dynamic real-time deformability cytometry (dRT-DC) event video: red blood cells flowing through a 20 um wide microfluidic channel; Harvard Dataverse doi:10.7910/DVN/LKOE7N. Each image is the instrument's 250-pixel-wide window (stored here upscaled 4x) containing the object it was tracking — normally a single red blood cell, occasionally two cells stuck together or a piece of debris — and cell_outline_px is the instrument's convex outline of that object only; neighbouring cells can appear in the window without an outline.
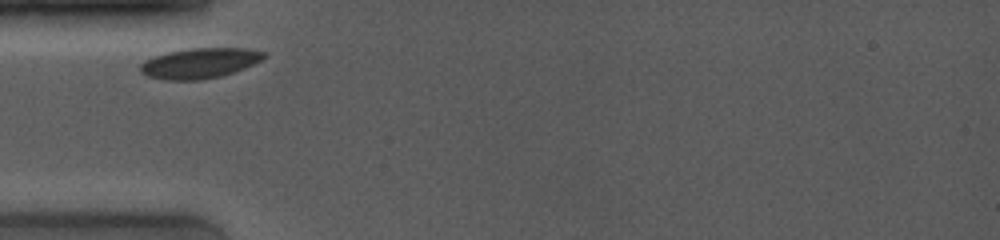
{"species": "common noctule bat (a hibernating species)", "species_latin": "Nyctalus noctula", "temperature_condition": "room temperature", "stored_images_in_passage": 37, "camera_frame_rate_fps": 4000, "um_per_image_px": 0.085, "animal": {"sex": "female", "body_mass_g": 19.0, "forearm_length_mm": 53.3}, "frame": {"image": 1, "passage_image": 1, "time_ms": 0.0, "image_size_px": [1000, 240], "cell_outline_px": [[264, 56], [260, 60], [244, 68], [220, 76], [200, 80], [164, 80], [148, 76], [140, 72], [140, 64], [144, 60], [168, 52], [192, 48], [244, 48], [264, 52]], "centroid_in_image_um": [16.92, 5.37], "position_along_channel_um": 68.1, "area_um2": 21.5}}
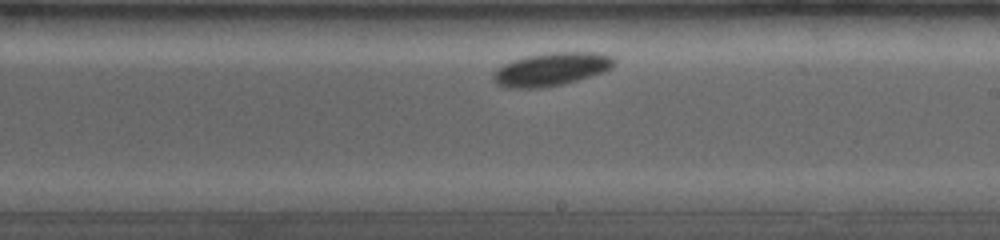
{"frame": {"image": 2, "passage_image": 20, "time_ms": 4.75, "image_size_px": [1000, 240], "cell_outline_px": [[616, 64], [612, 68], [564, 84], [540, 88], [508, 88], [496, 84], [492, 80], [492, 76], [504, 64], [528, 56], [552, 52], [596, 52], [612, 56], [616, 60]], "centroid_in_image_um": [46.89, 5.89], "position_along_channel_um": 242.1, "area_um2": 23.06}}
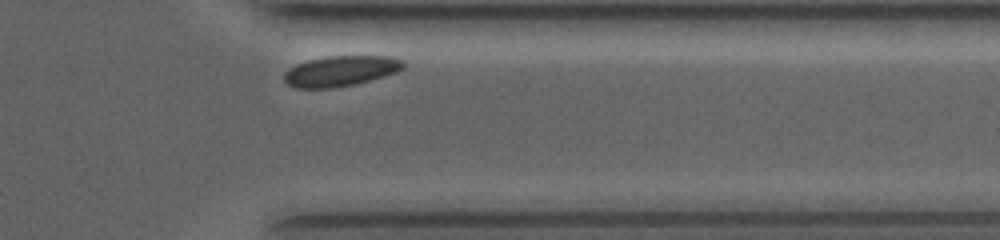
{"frame": {"image": 3, "passage_image": 35, "time_ms": 8.5, "image_size_px": [1000, 240], "cell_outline_px": [[404, 68], [396, 72], [384, 76], [352, 84], [332, 88], [296, 88], [288, 84], [284, 80], [284, 72], [288, 68], [296, 64], [308, 60], [328, 56], [392, 56], [404, 60]], "centroid_in_image_um": [28.94, 6.02], "position_along_channel_um": 382.5, "area_um2": 21.1}, "authors_computed_cell_mechanics": {"area_um2": 22.1374, "velocity_mm_per_s": 3.6963, "shape_relaxation_time_tau1_ms": 3.1813, "shape_relaxation_time_tau2_ms": null, "deformation_change_tau1": 0.0681, "deformation_change_tau2": null}}